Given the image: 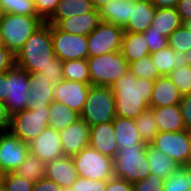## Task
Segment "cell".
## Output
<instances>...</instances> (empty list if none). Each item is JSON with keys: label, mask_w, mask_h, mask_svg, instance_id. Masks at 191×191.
<instances>
[{"label": "cell", "mask_w": 191, "mask_h": 191, "mask_svg": "<svg viewBox=\"0 0 191 191\" xmlns=\"http://www.w3.org/2000/svg\"><path fill=\"white\" fill-rule=\"evenodd\" d=\"M154 81L136 78L130 71L112 85L116 116L136 119L149 107Z\"/></svg>", "instance_id": "cell-1"}, {"label": "cell", "mask_w": 191, "mask_h": 191, "mask_svg": "<svg viewBox=\"0 0 191 191\" xmlns=\"http://www.w3.org/2000/svg\"><path fill=\"white\" fill-rule=\"evenodd\" d=\"M16 66L28 73H39L48 66H61L55 56L51 37V25L44 22L16 53Z\"/></svg>", "instance_id": "cell-2"}, {"label": "cell", "mask_w": 191, "mask_h": 191, "mask_svg": "<svg viewBox=\"0 0 191 191\" xmlns=\"http://www.w3.org/2000/svg\"><path fill=\"white\" fill-rule=\"evenodd\" d=\"M114 177L134 183L150 174L147 144L118 147L113 159Z\"/></svg>", "instance_id": "cell-3"}, {"label": "cell", "mask_w": 191, "mask_h": 191, "mask_svg": "<svg viewBox=\"0 0 191 191\" xmlns=\"http://www.w3.org/2000/svg\"><path fill=\"white\" fill-rule=\"evenodd\" d=\"M116 117L115 97L111 87L91 85L80 113L89 126L111 122Z\"/></svg>", "instance_id": "cell-4"}, {"label": "cell", "mask_w": 191, "mask_h": 191, "mask_svg": "<svg viewBox=\"0 0 191 191\" xmlns=\"http://www.w3.org/2000/svg\"><path fill=\"white\" fill-rule=\"evenodd\" d=\"M90 84L112 87V85L129 71V63L121 51L87 58Z\"/></svg>", "instance_id": "cell-5"}, {"label": "cell", "mask_w": 191, "mask_h": 191, "mask_svg": "<svg viewBox=\"0 0 191 191\" xmlns=\"http://www.w3.org/2000/svg\"><path fill=\"white\" fill-rule=\"evenodd\" d=\"M44 23L40 17L2 14L0 32L6 48L15 55L29 37Z\"/></svg>", "instance_id": "cell-6"}, {"label": "cell", "mask_w": 191, "mask_h": 191, "mask_svg": "<svg viewBox=\"0 0 191 191\" xmlns=\"http://www.w3.org/2000/svg\"><path fill=\"white\" fill-rule=\"evenodd\" d=\"M48 117L49 106L27 108L11 115L9 131L29 144L48 127Z\"/></svg>", "instance_id": "cell-7"}, {"label": "cell", "mask_w": 191, "mask_h": 191, "mask_svg": "<svg viewBox=\"0 0 191 191\" xmlns=\"http://www.w3.org/2000/svg\"><path fill=\"white\" fill-rule=\"evenodd\" d=\"M79 177L108 180L114 177L113 159L87 146L72 157Z\"/></svg>", "instance_id": "cell-8"}, {"label": "cell", "mask_w": 191, "mask_h": 191, "mask_svg": "<svg viewBox=\"0 0 191 191\" xmlns=\"http://www.w3.org/2000/svg\"><path fill=\"white\" fill-rule=\"evenodd\" d=\"M123 28L100 21L97 28L87 36L88 58L121 50Z\"/></svg>", "instance_id": "cell-9"}, {"label": "cell", "mask_w": 191, "mask_h": 191, "mask_svg": "<svg viewBox=\"0 0 191 191\" xmlns=\"http://www.w3.org/2000/svg\"><path fill=\"white\" fill-rule=\"evenodd\" d=\"M29 73L15 66L7 72V97L4 104L10 115L26 110L29 105Z\"/></svg>", "instance_id": "cell-10"}, {"label": "cell", "mask_w": 191, "mask_h": 191, "mask_svg": "<svg viewBox=\"0 0 191 191\" xmlns=\"http://www.w3.org/2000/svg\"><path fill=\"white\" fill-rule=\"evenodd\" d=\"M150 144L165 153L180 166L190 162L191 149L187 130L180 132H158Z\"/></svg>", "instance_id": "cell-11"}, {"label": "cell", "mask_w": 191, "mask_h": 191, "mask_svg": "<svg viewBox=\"0 0 191 191\" xmlns=\"http://www.w3.org/2000/svg\"><path fill=\"white\" fill-rule=\"evenodd\" d=\"M51 37L55 56L62 62L88 58L87 36L69 34L51 25Z\"/></svg>", "instance_id": "cell-12"}, {"label": "cell", "mask_w": 191, "mask_h": 191, "mask_svg": "<svg viewBox=\"0 0 191 191\" xmlns=\"http://www.w3.org/2000/svg\"><path fill=\"white\" fill-rule=\"evenodd\" d=\"M28 153V143L21 141L10 131L0 132V166L6 173L14 172Z\"/></svg>", "instance_id": "cell-13"}, {"label": "cell", "mask_w": 191, "mask_h": 191, "mask_svg": "<svg viewBox=\"0 0 191 191\" xmlns=\"http://www.w3.org/2000/svg\"><path fill=\"white\" fill-rule=\"evenodd\" d=\"M28 146L29 152L45 164L65 156L59 131L49 126L32 140Z\"/></svg>", "instance_id": "cell-14"}, {"label": "cell", "mask_w": 191, "mask_h": 191, "mask_svg": "<svg viewBox=\"0 0 191 191\" xmlns=\"http://www.w3.org/2000/svg\"><path fill=\"white\" fill-rule=\"evenodd\" d=\"M91 84L63 79L54 85V101L63 103L70 109L81 113Z\"/></svg>", "instance_id": "cell-15"}, {"label": "cell", "mask_w": 191, "mask_h": 191, "mask_svg": "<svg viewBox=\"0 0 191 191\" xmlns=\"http://www.w3.org/2000/svg\"><path fill=\"white\" fill-rule=\"evenodd\" d=\"M59 133L65 156L73 157L89 146L90 126L83 119L77 120Z\"/></svg>", "instance_id": "cell-16"}, {"label": "cell", "mask_w": 191, "mask_h": 191, "mask_svg": "<svg viewBox=\"0 0 191 191\" xmlns=\"http://www.w3.org/2000/svg\"><path fill=\"white\" fill-rule=\"evenodd\" d=\"M46 178L54 181L64 190H68L79 178L72 157L63 156L46 164Z\"/></svg>", "instance_id": "cell-17"}, {"label": "cell", "mask_w": 191, "mask_h": 191, "mask_svg": "<svg viewBox=\"0 0 191 191\" xmlns=\"http://www.w3.org/2000/svg\"><path fill=\"white\" fill-rule=\"evenodd\" d=\"M89 146L114 159L118 145L112 121L90 126Z\"/></svg>", "instance_id": "cell-18"}, {"label": "cell", "mask_w": 191, "mask_h": 191, "mask_svg": "<svg viewBox=\"0 0 191 191\" xmlns=\"http://www.w3.org/2000/svg\"><path fill=\"white\" fill-rule=\"evenodd\" d=\"M182 99V94L172 80L167 76H159L153 85L150 108L177 105Z\"/></svg>", "instance_id": "cell-19"}, {"label": "cell", "mask_w": 191, "mask_h": 191, "mask_svg": "<svg viewBox=\"0 0 191 191\" xmlns=\"http://www.w3.org/2000/svg\"><path fill=\"white\" fill-rule=\"evenodd\" d=\"M31 91L28 108L49 106L54 100V85L40 73H29Z\"/></svg>", "instance_id": "cell-20"}, {"label": "cell", "mask_w": 191, "mask_h": 191, "mask_svg": "<svg viewBox=\"0 0 191 191\" xmlns=\"http://www.w3.org/2000/svg\"><path fill=\"white\" fill-rule=\"evenodd\" d=\"M156 7L148 0H136L132 7L131 18L128 19L124 33H142L151 27Z\"/></svg>", "instance_id": "cell-21"}, {"label": "cell", "mask_w": 191, "mask_h": 191, "mask_svg": "<svg viewBox=\"0 0 191 191\" xmlns=\"http://www.w3.org/2000/svg\"><path fill=\"white\" fill-rule=\"evenodd\" d=\"M136 0H110L99 10L100 21L125 28Z\"/></svg>", "instance_id": "cell-22"}, {"label": "cell", "mask_w": 191, "mask_h": 191, "mask_svg": "<svg viewBox=\"0 0 191 191\" xmlns=\"http://www.w3.org/2000/svg\"><path fill=\"white\" fill-rule=\"evenodd\" d=\"M100 22V15L98 10H94L84 15L72 16L68 19L61 20L56 27L64 32L73 35L88 36L96 28Z\"/></svg>", "instance_id": "cell-23"}, {"label": "cell", "mask_w": 191, "mask_h": 191, "mask_svg": "<svg viewBox=\"0 0 191 191\" xmlns=\"http://www.w3.org/2000/svg\"><path fill=\"white\" fill-rule=\"evenodd\" d=\"M152 109L159 132H180L186 130L179 104Z\"/></svg>", "instance_id": "cell-24"}, {"label": "cell", "mask_w": 191, "mask_h": 191, "mask_svg": "<svg viewBox=\"0 0 191 191\" xmlns=\"http://www.w3.org/2000/svg\"><path fill=\"white\" fill-rule=\"evenodd\" d=\"M153 64L162 76L169 75L173 70L187 65L184 53L175 52L171 47L152 52L150 54Z\"/></svg>", "instance_id": "cell-25"}, {"label": "cell", "mask_w": 191, "mask_h": 191, "mask_svg": "<svg viewBox=\"0 0 191 191\" xmlns=\"http://www.w3.org/2000/svg\"><path fill=\"white\" fill-rule=\"evenodd\" d=\"M94 10L95 8L90 0H60L53 15L46 23L56 26L63 19L84 15Z\"/></svg>", "instance_id": "cell-26"}, {"label": "cell", "mask_w": 191, "mask_h": 191, "mask_svg": "<svg viewBox=\"0 0 191 191\" xmlns=\"http://www.w3.org/2000/svg\"><path fill=\"white\" fill-rule=\"evenodd\" d=\"M118 147L146 144L137 131L135 119L116 116L112 121Z\"/></svg>", "instance_id": "cell-27"}, {"label": "cell", "mask_w": 191, "mask_h": 191, "mask_svg": "<svg viewBox=\"0 0 191 191\" xmlns=\"http://www.w3.org/2000/svg\"><path fill=\"white\" fill-rule=\"evenodd\" d=\"M181 25L183 22L176 8H157L151 27L146 31H156L169 37Z\"/></svg>", "instance_id": "cell-28"}, {"label": "cell", "mask_w": 191, "mask_h": 191, "mask_svg": "<svg viewBox=\"0 0 191 191\" xmlns=\"http://www.w3.org/2000/svg\"><path fill=\"white\" fill-rule=\"evenodd\" d=\"M147 160L151 174H155L163 179L168 178L176 172L180 165L171 160L165 153L147 144Z\"/></svg>", "instance_id": "cell-29"}, {"label": "cell", "mask_w": 191, "mask_h": 191, "mask_svg": "<svg viewBox=\"0 0 191 191\" xmlns=\"http://www.w3.org/2000/svg\"><path fill=\"white\" fill-rule=\"evenodd\" d=\"M120 51L128 63L150 55L149 47L142 33H123Z\"/></svg>", "instance_id": "cell-30"}, {"label": "cell", "mask_w": 191, "mask_h": 191, "mask_svg": "<svg viewBox=\"0 0 191 191\" xmlns=\"http://www.w3.org/2000/svg\"><path fill=\"white\" fill-rule=\"evenodd\" d=\"M48 126L57 131L67 128L80 119V114L63 103L54 101L49 105Z\"/></svg>", "instance_id": "cell-31"}, {"label": "cell", "mask_w": 191, "mask_h": 191, "mask_svg": "<svg viewBox=\"0 0 191 191\" xmlns=\"http://www.w3.org/2000/svg\"><path fill=\"white\" fill-rule=\"evenodd\" d=\"M45 167L46 164L43 161L29 152L25 160L14 170V173L36 183L46 177Z\"/></svg>", "instance_id": "cell-32"}, {"label": "cell", "mask_w": 191, "mask_h": 191, "mask_svg": "<svg viewBox=\"0 0 191 191\" xmlns=\"http://www.w3.org/2000/svg\"><path fill=\"white\" fill-rule=\"evenodd\" d=\"M63 79L90 84L87 60L78 59L63 61Z\"/></svg>", "instance_id": "cell-33"}, {"label": "cell", "mask_w": 191, "mask_h": 191, "mask_svg": "<svg viewBox=\"0 0 191 191\" xmlns=\"http://www.w3.org/2000/svg\"><path fill=\"white\" fill-rule=\"evenodd\" d=\"M135 124L137 131L140 133L142 140L150 144L159 132L157 122L155 121L153 109L148 107L136 119Z\"/></svg>", "instance_id": "cell-34"}, {"label": "cell", "mask_w": 191, "mask_h": 191, "mask_svg": "<svg viewBox=\"0 0 191 191\" xmlns=\"http://www.w3.org/2000/svg\"><path fill=\"white\" fill-rule=\"evenodd\" d=\"M2 14L39 17L34 0H0Z\"/></svg>", "instance_id": "cell-35"}, {"label": "cell", "mask_w": 191, "mask_h": 191, "mask_svg": "<svg viewBox=\"0 0 191 191\" xmlns=\"http://www.w3.org/2000/svg\"><path fill=\"white\" fill-rule=\"evenodd\" d=\"M129 71L136 78H144L155 81L162 76L152 62L150 55L143 56L141 59L129 63Z\"/></svg>", "instance_id": "cell-36"}, {"label": "cell", "mask_w": 191, "mask_h": 191, "mask_svg": "<svg viewBox=\"0 0 191 191\" xmlns=\"http://www.w3.org/2000/svg\"><path fill=\"white\" fill-rule=\"evenodd\" d=\"M168 46L178 53H185L190 50L191 32L184 25H181L168 37Z\"/></svg>", "instance_id": "cell-37"}, {"label": "cell", "mask_w": 191, "mask_h": 191, "mask_svg": "<svg viewBox=\"0 0 191 191\" xmlns=\"http://www.w3.org/2000/svg\"><path fill=\"white\" fill-rule=\"evenodd\" d=\"M34 183L14 172H8L1 183L3 191H32Z\"/></svg>", "instance_id": "cell-38"}, {"label": "cell", "mask_w": 191, "mask_h": 191, "mask_svg": "<svg viewBox=\"0 0 191 191\" xmlns=\"http://www.w3.org/2000/svg\"><path fill=\"white\" fill-rule=\"evenodd\" d=\"M168 77L176 85L182 95L191 93V66L173 70Z\"/></svg>", "instance_id": "cell-39"}, {"label": "cell", "mask_w": 191, "mask_h": 191, "mask_svg": "<svg viewBox=\"0 0 191 191\" xmlns=\"http://www.w3.org/2000/svg\"><path fill=\"white\" fill-rule=\"evenodd\" d=\"M163 191H190L185 170L181 166L176 172L165 178Z\"/></svg>", "instance_id": "cell-40"}, {"label": "cell", "mask_w": 191, "mask_h": 191, "mask_svg": "<svg viewBox=\"0 0 191 191\" xmlns=\"http://www.w3.org/2000/svg\"><path fill=\"white\" fill-rule=\"evenodd\" d=\"M165 179L149 174L146 178L132 183L133 191H163Z\"/></svg>", "instance_id": "cell-41"}, {"label": "cell", "mask_w": 191, "mask_h": 191, "mask_svg": "<svg viewBox=\"0 0 191 191\" xmlns=\"http://www.w3.org/2000/svg\"><path fill=\"white\" fill-rule=\"evenodd\" d=\"M107 180H90L79 177L67 191H105Z\"/></svg>", "instance_id": "cell-42"}, {"label": "cell", "mask_w": 191, "mask_h": 191, "mask_svg": "<svg viewBox=\"0 0 191 191\" xmlns=\"http://www.w3.org/2000/svg\"><path fill=\"white\" fill-rule=\"evenodd\" d=\"M142 34L146 39L150 54L168 46V37L162 36L156 31H144Z\"/></svg>", "instance_id": "cell-43"}, {"label": "cell", "mask_w": 191, "mask_h": 191, "mask_svg": "<svg viewBox=\"0 0 191 191\" xmlns=\"http://www.w3.org/2000/svg\"><path fill=\"white\" fill-rule=\"evenodd\" d=\"M60 0H34L39 17L46 22L54 13Z\"/></svg>", "instance_id": "cell-44"}, {"label": "cell", "mask_w": 191, "mask_h": 191, "mask_svg": "<svg viewBox=\"0 0 191 191\" xmlns=\"http://www.w3.org/2000/svg\"><path fill=\"white\" fill-rule=\"evenodd\" d=\"M16 66V56L5 46L0 47V73L8 72Z\"/></svg>", "instance_id": "cell-45"}, {"label": "cell", "mask_w": 191, "mask_h": 191, "mask_svg": "<svg viewBox=\"0 0 191 191\" xmlns=\"http://www.w3.org/2000/svg\"><path fill=\"white\" fill-rule=\"evenodd\" d=\"M179 105L185 129L191 130V93L182 95Z\"/></svg>", "instance_id": "cell-46"}, {"label": "cell", "mask_w": 191, "mask_h": 191, "mask_svg": "<svg viewBox=\"0 0 191 191\" xmlns=\"http://www.w3.org/2000/svg\"><path fill=\"white\" fill-rule=\"evenodd\" d=\"M39 73L42 74L44 78L49 79L53 85L58 84L63 80V64L61 66H48Z\"/></svg>", "instance_id": "cell-47"}, {"label": "cell", "mask_w": 191, "mask_h": 191, "mask_svg": "<svg viewBox=\"0 0 191 191\" xmlns=\"http://www.w3.org/2000/svg\"><path fill=\"white\" fill-rule=\"evenodd\" d=\"M105 191H133L132 183L121 178L113 177L107 180Z\"/></svg>", "instance_id": "cell-48"}, {"label": "cell", "mask_w": 191, "mask_h": 191, "mask_svg": "<svg viewBox=\"0 0 191 191\" xmlns=\"http://www.w3.org/2000/svg\"><path fill=\"white\" fill-rule=\"evenodd\" d=\"M32 191H66V190L61 188L54 181L45 177L39 180L38 182L34 183Z\"/></svg>", "instance_id": "cell-49"}, {"label": "cell", "mask_w": 191, "mask_h": 191, "mask_svg": "<svg viewBox=\"0 0 191 191\" xmlns=\"http://www.w3.org/2000/svg\"><path fill=\"white\" fill-rule=\"evenodd\" d=\"M176 10L183 23L191 20V0H180L176 6Z\"/></svg>", "instance_id": "cell-50"}, {"label": "cell", "mask_w": 191, "mask_h": 191, "mask_svg": "<svg viewBox=\"0 0 191 191\" xmlns=\"http://www.w3.org/2000/svg\"><path fill=\"white\" fill-rule=\"evenodd\" d=\"M11 115L8 113L6 105L0 102V132H6L10 129Z\"/></svg>", "instance_id": "cell-51"}, {"label": "cell", "mask_w": 191, "mask_h": 191, "mask_svg": "<svg viewBox=\"0 0 191 191\" xmlns=\"http://www.w3.org/2000/svg\"><path fill=\"white\" fill-rule=\"evenodd\" d=\"M7 97V72L0 73V102H5Z\"/></svg>", "instance_id": "cell-52"}, {"label": "cell", "mask_w": 191, "mask_h": 191, "mask_svg": "<svg viewBox=\"0 0 191 191\" xmlns=\"http://www.w3.org/2000/svg\"><path fill=\"white\" fill-rule=\"evenodd\" d=\"M180 0H152L151 3L156 8H176Z\"/></svg>", "instance_id": "cell-53"}, {"label": "cell", "mask_w": 191, "mask_h": 191, "mask_svg": "<svg viewBox=\"0 0 191 191\" xmlns=\"http://www.w3.org/2000/svg\"><path fill=\"white\" fill-rule=\"evenodd\" d=\"M181 167L185 170L186 178L191 191V162Z\"/></svg>", "instance_id": "cell-54"}, {"label": "cell", "mask_w": 191, "mask_h": 191, "mask_svg": "<svg viewBox=\"0 0 191 191\" xmlns=\"http://www.w3.org/2000/svg\"><path fill=\"white\" fill-rule=\"evenodd\" d=\"M93 4V7L95 8V10H100L102 8V6L106 5L107 3H109L110 0H90Z\"/></svg>", "instance_id": "cell-55"}, {"label": "cell", "mask_w": 191, "mask_h": 191, "mask_svg": "<svg viewBox=\"0 0 191 191\" xmlns=\"http://www.w3.org/2000/svg\"><path fill=\"white\" fill-rule=\"evenodd\" d=\"M184 55H185V58H186V61H187V65L191 66V49L186 51L184 53Z\"/></svg>", "instance_id": "cell-56"}, {"label": "cell", "mask_w": 191, "mask_h": 191, "mask_svg": "<svg viewBox=\"0 0 191 191\" xmlns=\"http://www.w3.org/2000/svg\"><path fill=\"white\" fill-rule=\"evenodd\" d=\"M183 25L187 28L188 31L191 32V20H187L183 23Z\"/></svg>", "instance_id": "cell-57"}, {"label": "cell", "mask_w": 191, "mask_h": 191, "mask_svg": "<svg viewBox=\"0 0 191 191\" xmlns=\"http://www.w3.org/2000/svg\"><path fill=\"white\" fill-rule=\"evenodd\" d=\"M6 172L1 168L0 166V182L2 183L4 177H5Z\"/></svg>", "instance_id": "cell-58"}, {"label": "cell", "mask_w": 191, "mask_h": 191, "mask_svg": "<svg viewBox=\"0 0 191 191\" xmlns=\"http://www.w3.org/2000/svg\"><path fill=\"white\" fill-rule=\"evenodd\" d=\"M188 136H189L190 149H191V130H188ZM190 162H191V157H190Z\"/></svg>", "instance_id": "cell-59"}, {"label": "cell", "mask_w": 191, "mask_h": 191, "mask_svg": "<svg viewBox=\"0 0 191 191\" xmlns=\"http://www.w3.org/2000/svg\"><path fill=\"white\" fill-rule=\"evenodd\" d=\"M2 46H5V45H4L2 35H1V32H0V47H2Z\"/></svg>", "instance_id": "cell-60"}]
</instances>
